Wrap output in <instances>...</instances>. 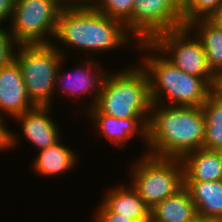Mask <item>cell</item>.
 Returning a JSON list of instances; mask_svg holds the SVG:
<instances>
[{"mask_svg":"<svg viewBox=\"0 0 222 222\" xmlns=\"http://www.w3.org/2000/svg\"><path fill=\"white\" fill-rule=\"evenodd\" d=\"M137 43L184 26L181 15L166 0H135L131 18L124 24Z\"/></svg>","mask_w":222,"mask_h":222,"instance_id":"cell-9","label":"cell"},{"mask_svg":"<svg viewBox=\"0 0 222 222\" xmlns=\"http://www.w3.org/2000/svg\"><path fill=\"white\" fill-rule=\"evenodd\" d=\"M150 43L175 67L212 86L215 74L208 67L200 40L187 26L161 33Z\"/></svg>","mask_w":222,"mask_h":222,"instance_id":"cell-8","label":"cell"},{"mask_svg":"<svg viewBox=\"0 0 222 222\" xmlns=\"http://www.w3.org/2000/svg\"><path fill=\"white\" fill-rule=\"evenodd\" d=\"M197 216L206 222L222 221V180L184 182Z\"/></svg>","mask_w":222,"mask_h":222,"instance_id":"cell-14","label":"cell"},{"mask_svg":"<svg viewBox=\"0 0 222 222\" xmlns=\"http://www.w3.org/2000/svg\"><path fill=\"white\" fill-rule=\"evenodd\" d=\"M64 6H92L96 0H60Z\"/></svg>","mask_w":222,"mask_h":222,"instance_id":"cell-29","label":"cell"},{"mask_svg":"<svg viewBox=\"0 0 222 222\" xmlns=\"http://www.w3.org/2000/svg\"><path fill=\"white\" fill-rule=\"evenodd\" d=\"M34 106L27 93L19 64L13 59L0 66V116L8 115L14 119Z\"/></svg>","mask_w":222,"mask_h":222,"instance_id":"cell-12","label":"cell"},{"mask_svg":"<svg viewBox=\"0 0 222 222\" xmlns=\"http://www.w3.org/2000/svg\"><path fill=\"white\" fill-rule=\"evenodd\" d=\"M67 57L69 56H64L57 69L54 90L59 89V92L61 90L60 93H64L67 97L72 96L74 98L78 96L82 97L88 93V95H91L90 98L92 97V101H90L89 107L86 108H92L97 101L104 78L108 72L106 70L104 71L100 63L97 62V59L95 60L93 57L85 59L86 61L83 60L84 62L80 63L79 67H75L74 71L72 69L71 72H62V67H64L63 63L67 62Z\"/></svg>","mask_w":222,"mask_h":222,"instance_id":"cell-10","label":"cell"},{"mask_svg":"<svg viewBox=\"0 0 222 222\" xmlns=\"http://www.w3.org/2000/svg\"><path fill=\"white\" fill-rule=\"evenodd\" d=\"M57 46L55 42L16 46L14 60L21 69L29 98L36 106H51L54 100L57 69L67 56L62 45Z\"/></svg>","mask_w":222,"mask_h":222,"instance_id":"cell-5","label":"cell"},{"mask_svg":"<svg viewBox=\"0 0 222 222\" xmlns=\"http://www.w3.org/2000/svg\"><path fill=\"white\" fill-rule=\"evenodd\" d=\"M61 139L54 145L42 149L36 154L31 167L35 174L39 176H60L68 170L76 166L78 156L73 149L60 142Z\"/></svg>","mask_w":222,"mask_h":222,"instance_id":"cell-17","label":"cell"},{"mask_svg":"<svg viewBox=\"0 0 222 222\" xmlns=\"http://www.w3.org/2000/svg\"><path fill=\"white\" fill-rule=\"evenodd\" d=\"M194 222H205V220H202V219H197L196 221H194Z\"/></svg>","mask_w":222,"mask_h":222,"instance_id":"cell-31","label":"cell"},{"mask_svg":"<svg viewBox=\"0 0 222 222\" xmlns=\"http://www.w3.org/2000/svg\"><path fill=\"white\" fill-rule=\"evenodd\" d=\"M205 119L201 106H171L152 103L147 123L148 153L161 158L182 159L201 149Z\"/></svg>","mask_w":222,"mask_h":222,"instance_id":"cell-1","label":"cell"},{"mask_svg":"<svg viewBox=\"0 0 222 222\" xmlns=\"http://www.w3.org/2000/svg\"><path fill=\"white\" fill-rule=\"evenodd\" d=\"M102 203L113 213L137 222H150V209L131 185H120L106 191Z\"/></svg>","mask_w":222,"mask_h":222,"instance_id":"cell-16","label":"cell"},{"mask_svg":"<svg viewBox=\"0 0 222 222\" xmlns=\"http://www.w3.org/2000/svg\"><path fill=\"white\" fill-rule=\"evenodd\" d=\"M6 122V123H5ZM7 120L5 117L0 116V152L1 150L8 151L10 148L16 147L15 145L19 144V136L16 135L11 129L7 128Z\"/></svg>","mask_w":222,"mask_h":222,"instance_id":"cell-24","label":"cell"},{"mask_svg":"<svg viewBox=\"0 0 222 222\" xmlns=\"http://www.w3.org/2000/svg\"><path fill=\"white\" fill-rule=\"evenodd\" d=\"M152 100L149 79L138 65L106 74L94 107L115 118H145L149 120Z\"/></svg>","mask_w":222,"mask_h":222,"instance_id":"cell-4","label":"cell"},{"mask_svg":"<svg viewBox=\"0 0 222 222\" xmlns=\"http://www.w3.org/2000/svg\"><path fill=\"white\" fill-rule=\"evenodd\" d=\"M15 0H0V26L11 18ZM9 18V19H8Z\"/></svg>","mask_w":222,"mask_h":222,"instance_id":"cell-26","label":"cell"},{"mask_svg":"<svg viewBox=\"0 0 222 222\" xmlns=\"http://www.w3.org/2000/svg\"><path fill=\"white\" fill-rule=\"evenodd\" d=\"M184 182L222 180V153L197 149L186 154L182 159Z\"/></svg>","mask_w":222,"mask_h":222,"instance_id":"cell-15","label":"cell"},{"mask_svg":"<svg viewBox=\"0 0 222 222\" xmlns=\"http://www.w3.org/2000/svg\"><path fill=\"white\" fill-rule=\"evenodd\" d=\"M139 158L130 168L131 186L149 209L184 187L181 159L161 158L145 152Z\"/></svg>","mask_w":222,"mask_h":222,"instance_id":"cell-6","label":"cell"},{"mask_svg":"<svg viewBox=\"0 0 222 222\" xmlns=\"http://www.w3.org/2000/svg\"><path fill=\"white\" fill-rule=\"evenodd\" d=\"M186 26L200 40L210 70L214 74L222 72V28L208 18L193 20Z\"/></svg>","mask_w":222,"mask_h":222,"instance_id":"cell-19","label":"cell"},{"mask_svg":"<svg viewBox=\"0 0 222 222\" xmlns=\"http://www.w3.org/2000/svg\"><path fill=\"white\" fill-rule=\"evenodd\" d=\"M197 219L195 204L185 187L150 209V222H194Z\"/></svg>","mask_w":222,"mask_h":222,"instance_id":"cell-18","label":"cell"},{"mask_svg":"<svg viewBox=\"0 0 222 222\" xmlns=\"http://www.w3.org/2000/svg\"><path fill=\"white\" fill-rule=\"evenodd\" d=\"M63 7L60 0H15L8 24L15 43L52 44Z\"/></svg>","mask_w":222,"mask_h":222,"instance_id":"cell-7","label":"cell"},{"mask_svg":"<svg viewBox=\"0 0 222 222\" xmlns=\"http://www.w3.org/2000/svg\"><path fill=\"white\" fill-rule=\"evenodd\" d=\"M201 108L205 119V136L202 148L222 151V103L211 94Z\"/></svg>","mask_w":222,"mask_h":222,"instance_id":"cell-20","label":"cell"},{"mask_svg":"<svg viewBox=\"0 0 222 222\" xmlns=\"http://www.w3.org/2000/svg\"><path fill=\"white\" fill-rule=\"evenodd\" d=\"M99 204L100 206L95 213L96 222H137L136 220L128 218L127 216L111 212L102 202Z\"/></svg>","mask_w":222,"mask_h":222,"instance_id":"cell-25","label":"cell"},{"mask_svg":"<svg viewBox=\"0 0 222 222\" xmlns=\"http://www.w3.org/2000/svg\"><path fill=\"white\" fill-rule=\"evenodd\" d=\"M53 40L57 44L59 41L63 49L69 45L67 49L85 50L84 54L89 58V54L95 52L124 48L133 41L134 47L137 44L122 22L105 16L93 6H64L58 16Z\"/></svg>","mask_w":222,"mask_h":222,"instance_id":"cell-2","label":"cell"},{"mask_svg":"<svg viewBox=\"0 0 222 222\" xmlns=\"http://www.w3.org/2000/svg\"><path fill=\"white\" fill-rule=\"evenodd\" d=\"M216 26L222 28V2L218 5L216 10L208 17Z\"/></svg>","mask_w":222,"mask_h":222,"instance_id":"cell-28","label":"cell"},{"mask_svg":"<svg viewBox=\"0 0 222 222\" xmlns=\"http://www.w3.org/2000/svg\"><path fill=\"white\" fill-rule=\"evenodd\" d=\"M211 94L222 103V72L215 74Z\"/></svg>","mask_w":222,"mask_h":222,"instance_id":"cell-27","label":"cell"},{"mask_svg":"<svg viewBox=\"0 0 222 222\" xmlns=\"http://www.w3.org/2000/svg\"><path fill=\"white\" fill-rule=\"evenodd\" d=\"M135 0H96L92 5L96 10L125 24L132 15Z\"/></svg>","mask_w":222,"mask_h":222,"instance_id":"cell-21","label":"cell"},{"mask_svg":"<svg viewBox=\"0 0 222 222\" xmlns=\"http://www.w3.org/2000/svg\"><path fill=\"white\" fill-rule=\"evenodd\" d=\"M180 15H182L186 0H166Z\"/></svg>","mask_w":222,"mask_h":222,"instance_id":"cell-30","label":"cell"},{"mask_svg":"<svg viewBox=\"0 0 222 222\" xmlns=\"http://www.w3.org/2000/svg\"><path fill=\"white\" fill-rule=\"evenodd\" d=\"M16 46L10 31L0 26V66L8 64L14 59Z\"/></svg>","mask_w":222,"mask_h":222,"instance_id":"cell-23","label":"cell"},{"mask_svg":"<svg viewBox=\"0 0 222 222\" xmlns=\"http://www.w3.org/2000/svg\"><path fill=\"white\" fill-rule=\"evenodd\" d=\"M221 2L222 0H186L181 15L184 26L193 20L208 18Z\"/></svg>","mask_w":222,"mask_h":222,"instance_id":"cell-22","label":"cell"},{"mask_svg":"<svg viewBox=\"0 0 222 222\" xmlns=\"http://www.w3.org/2000/svg\"><path fill=\"white\" fill-rule=\"evenodd\" d=\"M86 110L87 117H91L90 121L93 120L95 131L100 134V137L107 138L113 146L121 149L136 135L144 144H147L148 121L145 118H115L100 113L94 106Z\"/></svg>","mask_w":222,"mask_h":222,"instance_id":"cell-11","label":"cell"},{"mask_svg":"<svg viewBox=\"0 0 222 222\" xmlns=\"http://www.w3.org/2000/svg\"><path fill=\"white\" fill-rule=\"evenodd\" d=\"M135 47L144 52L139 63L148 75L152 103L202 106L211 95L212 86L204 78L175 67L150 42L137 43Z\"/></svg>","mask_w":222,"mask_h":222,"instance_id":"cell-3","label":"cell"},{"mask_svg":"<svg viewBox=\"0 0 222 222\" xmlns=\"http://www.w3.org/2000/svg\"><path fill=\"white\" fill-rule=\"evenodd\" d=\"M51 107L35 105L14 118L18 125L20 122L22 138L39 151L54 145L61 138L59 126L50 117Z\"/></svg>","mask_w":222,"mask_h":222,"instance_id":"cell-13","label":"cell"}]
</instances>
